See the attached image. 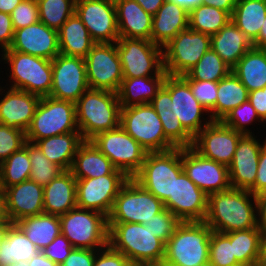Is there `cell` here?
I'll use <instances>...</instances> for the list:
<instances>
[{"instance_id":"cell-51","label":"cell","mask_w":266,"mask_h":266,"mask_svg":"<svg viewBox=\"0 0 266 266\" xmlns=\"http://www.w3.org/2000/svg\"><path fill=\"white\" fill-rule=\"evenodd\" d=\"M198 102L209 112L216 105L218 82L185 80Z\"/></svg>"},{"instance_id":"cell-40","label":"cell","mask_w":266,"mask_h":266,"mask_svg":"<svg viewBox=\"0 0 266 266\" xmlns=\"http://www.w3.org/2000/svg\"><path fill=\"white\" fill-rule=\"evenodd\" d=\"M262 234L259 228L230 232L233 255L242 266L257 265L261 256Z\"/></svg>"},{"instance_id":"cell-63","label":"cell","mask_w":266,"mask_h":266,"mask_svg":"<svg viewBox=\"0 0 266 266\" xmlns=\"http://www.w3.org/2000/svg\"><path fill=\"white\" fill-rule=\"evenodd\" d=\"M253 46L259 49H266V18L257 39L253 42Z\"/></svg>"},{"instance_id":"cell-17","label":"cell","mask_w":266,"mask_h":266,"mask_svg":"<svg viewBox=\"0 0 266 266\" xmlns=\"http://www.w3.org/2000/svg\"><path fill=\"white\" fill-rule=\"evenodd\" d=\"M183 171L206 195L231 188L228 166L203 157L192 146L181 148Z\"/></svg>"},{"instance_id":"cell-10","label":"cell","mask_w":266,"mask_h":266,"mask_svg":"<svg viewBox=\"0 0 266 266\" xmlns=\"http://www.w3.org/2000/svg\"><path fill=\"white\" fill-rule=\"evenodd\" d=\"M164 209L162 201L129 178L114 200L108 223L145 224Z\"/></svg>"},{"instance_id":"cell-53","label":"cell","mask_w":266,"mask_h":266,"mask_svg":"<svg viewBox=\"0 0 266 266\" xmlns=\"http://www.w3.org/2000/svg\"><path fill=\"white\" fill-rule=\"evenodd\" d=\"M130 264L124 254L107 245L103 251L102 249L97 250L93 266H129Z\"/></svg>"},{"instance_id":"cell-2","label":"cell","mask_w":266,"mask_h":266,"mask_svg":"<svg viewBox=\"0 0 266 266\" xmlns=\"http://www.w3.org/2000/svg\"><path fill=\"white\" fill-rule=\"evenodd\" d=\"M121 106L118 94L99 89H87L75 103L76 123L83 140L120 125Z\"/></svg>"},{"instance_id":"cell-37","label":"cell","mask_w":266,"mask_h":266,"mask_svg":"<svg viewBox=\"0 0 266 266\" xmlns=\"http://www.w3.org/2000/svg\"><path fill=\"white\" fill-rule=\"evenodd\" d=\"M248 90L241 81L231 72L218 81L217 101L209 112L212 121H222L227 114L248 100Z\"/></svg>"},{"instance_id":"cell-36","label":"cell","mask_w":266,"mask_h":266,"mask_svg":"<svg viewBox=\"0 0 266 266\" xmlns=\"http://www.w3.org/2000/svg\"><path fill=\"white\" fill-rule=\"evenodd\" d=\"M15 224L40 251H43L61 233L60 218L52 214L42 213L25 217Z\"/></svg>"},{"instance_id":"cell-42","label":"cell","mask_w":266,"mask_h":266,"mask_svg":"<svg viewBox=\"0 0 266 266\" xmlns=\"http://www.w3.org/2000/svg\"><path fill=\"white\" fill-rule=\"evenodd\" d=\"M230 20L231 16L226 11L202 4L189 13V28L212 36Z\"/></svg>"},{"instance_id":"cell-49","label":"cell","mask_w":266,"mask_h":266,"mask_svg":"<svg viewBox=\"0 0 266 266\" xmlns=\"http://www.w3.org/2000/svg\"><path fill=\"white\" fill-rule=\"evenodd\" d=\"M25 142V131L9 128L0 123V164L12 153L20 150L25 145Z\"/></svg>"},{"instance_id":"cell-38","label":"cell","mask_w":266,"mask_h":266,"mask_svg":"<svg viewBox=\"0 0 266 266\" xmlns=\"http://www.w3.org/2000/svg\"><path fill=\"white\" fill-rule=\"evenodd\" d=\"M266 18V0H239L236 1L232 22L253 43L260 32Z\"/></svg>"},{"instance_id":"cell-9","label":"cell","mask_w":266,"mask_h":266,"mask_svg":"<svg viewBox=\"0 0 266 266\" xmlns=\"http://www.w3.org/2000/svg\"><path fill=\"white\" fill-rule=\"evenodd\" d=\"M69 132H80L76 123L75 103L49 96L41 97L31 124L25 132L26 141L34 143Z\"/></svg>"},{"instance_id":"cell-70","label":"cell","mask_w":266,"mask_h":266,"mask_svg":"<svg viewBox=\"0 0 266 266\" xmlns=\"http://www.w3.org/2000/svg\"><path fill=\"white\" fill-rule=\"evenodd\" d=\"M10 266H29V263L28 262H20V263H15V264H12Z\"/></svg>"},{"instance_id":"cell-25","label":"cell","mask_w":266,"mask_h":266,"mask_svg":"<svg viewBox=\"0 0 266 266\" xmlns=\"http://www.w3.org/2000/svg\"><path fill=\"white\" fill-rule=\"evenodd\" d=\"M40 97L24 90L10 88L0 100V123L26 132Z\"/></svg>"},{"instance_id":"cell-46","label":"cell","mask_w":266,"mask_h":266,"mask_svg":"<svg viewBox=\"0 0 266 266\" xmlns=\"http://www.w3.org/2000/svg\"><path fill=\"white\" fill-rule=\"evenodd\" d=\"M209 262L213 266H242L233 255V243L230 242V232H211Z\"/></svg>"},{"instance_id":"cell-1","label":"cell","mask_w":266,"mask_h":266,"mask_svg":"<svg viewBox=\"0 0 266 266\" xmlns=\"http://www.w3.org/2000/svg\"><path fill=\"white\" fill-rule=\"evenodd\" d=\"M250 197L253 200H250ZM255 213H257L255 195L249 190L230 188L208 196L204 222L212 231L222 233L247 230L258 228V217Z\"/></svg>"},{"instance_id":"cell-19","label":"cell","mask_w":266,"mask_h":266,"mask_svg":"<svg viewBox=\"0 0 266 266\" xmlns=\"http://www.w3.org/2000/svg\"><path fill=\"white\" fill-rule=\"evenodd\" d=\"M242 135L222 121H211L194 137L192 147L203 157L229 166Z\"/></svg>"},{"instance_id":"cell-6","label":"cell","mask_w":266,"mask_h":266,"mask_svg":"<svg viewBox=\"0 0 266 266\" xmlns=\"http://www.w3.org/2000/svg\"><path fill=\"white\" fill-rule=\"evenodd\" d=\"M59 218L61 233L74 248L100 250L109 245L106 215L76 206Z\"/></svg>"},{"instance_id":"cell-67","label":"cell","mask_w":266,"mask_h":266,"mask_svg":"<svg viewBox=\"0 0 266 266\" xmlns=\"http://www.w3.org/2000/svg\"><path fill=\"white\" fill-rule=\"evenodd\" d=\"M134 266H169L165 260L134 263Z\"/></svg>"},{"instance_id":"cell-61","label":"cell","mask_w":266,"mask_h":266,"mask_svg":"<svg viewBox=\"0 0 266 266\" xmlns=\"http://www.w3.org/2000/svg\"><path fill=\"white\" fill-rule=\"evenodd\" d=\"M29 266H60L44 255L42 251L34 255L29 261Z\"/></svg>"},{"instance_id":"cell-68","label":"cell","mask_w":266,"mask_h":266,"mask_svg":"<svg viewBox=\"0 0 266 266\" xmlns=\"http://www.w3.org/2000/svg\"><path fill=\"white\" fill-rule=\"evenodd\" d=\"M260 258H266V233L262 234V247Z\"/></svg>"},{"instance_id":"cell-58","label":"cell","mask_w":266,"mask_h":266,"mask_svg":"<svg viewBox=\"0 0 266 266\" xmlns=\"http://www.w3.org/2000/svg\"><path fill=\"white\" fill-rule=\"evenodd\" d=\"M257 202V225L262 233H266V192L255 195Z\"/></svg>"},{"instance_id":"cell-20","label":"cell","mask_w":266,"mask_h":266,"mask_svg":"<svg viewBox=\"0 0 266 266\" xmlns=\"http://www.w3.org/2000/svg\"><path fill=\"white\" fill-rule=\"evenodd\" d=\"M163 85L170 91L175 117L194 138L212 120L202 124L201 117L208 111L194 97L189 84L181 76L167 75ZM202 114V115H201Z\"/></svg>"},{"instance_id":"cell-27","label":"cell","mask_w":266,"mask_h":266,"mask_svg":"<svg viewBox=\"0 0 266 266\" xmlns=\"http://www.w3.org/2000/svg\"><path fill=\"white\" fill-rule=\"evenodd\" d=\"M44 213L63 215L77 206L76 178L64 170L43 187Z\"/></svg>"},{"instance_id":"cell-65","label":"cell","mask_w":266,"mask_h":266,"mask_svg":"<svg viewBox=\"0 0 266 266\" xmlns=\"http://www.w3.org/2000/svg\"><path fill=\"white\" fill-rule=\"evenodd\" d=\"M0 220H10L7 213L6 193L0 186Z\"/></svg>"},{"instance_id":"cell-29","label":"cell","mask_w":266,"mask_h":266,"mask_svg":"<svg viewBox=\"0 0 266 266\" xmlns=\"http://www.w3.org/2000/svg\"><path fill=\"white\" fill-rule=\"evenodd\" d=\"M161 120L165 136L179 148L191 147L194 138L183 128L175 117L170 91L162 85L150 102Z\"/></svg>"},{"instance_id":"cell-15","label":"cell","mask_w":266,"mask_h":266,"mask_svg":"<svg viewBox=\"0 0 266 266\" xmlns=\"http://www.w3.org/2000/svg\"><path fill=\"white\" fill-rule=\"evenodd\" d=\"M128 179L118 169L97 178L76 179L77 207L97 211L108 217L119 190Z\"/></svg>"},{"instance_id":"cell-47","label":"cell","mask_w":266,"mask_h":266,"mask_svg":"<svg viewBox=\"0 0 266 266\" xmlns=\"http://www.w3.org/2000/svg\"><path fill=\"white\" fill-rule=\"evenodd\" d=\"M254 120H259L258 122L262 121L255 108L247 100L231 110L222 122L225 125L230 126L235 131L243 134H252V132L246 128V124L252 123Z\"/></svg>"},{"instance_id":"cell-32","label":"cell","mask_w":266,"mask_h":266,"mask_svg":"<svg viewBox=\"0 0 266 266\" xmlns=\"http://www.w3.org/2000/svg\"><path fill=\"white\" fill-rule=\"evenodd\" d=\"M80 132H69L37 140L34 143L49 159L63 170H70L77 149L83 142Z\"/></svg>"},{"instance_id":"cell-22","label":"cell","mask_w":266,"mask_h":266,"mask_svg":"<svg viewBox=\"0 0 266 266\" xmlns=\"http://www.w3.org/2000/svg\"><path fill=\"white\" fill-rule=\"evenodd\" d=\"M265 144L266 139L260 144L252 134L240 137L233 160L228 166L231 188L250 190L254 186L260 151Z\"/></svg>"},{"instance_id":"cell-4","label":"cell","mask_w":266,"mask_h":266,"mask_svg":"<svg viewBox=\"0 0 266 266\" xmlns=\"http://www.w3.org/2000/svg\"><path fill=\"white\" fill-rule=\"evenodd\" d=\"M212 229L204 221H184L165 243L168 265L196 266L209 261Z\"/></svg>"},{"instance_id":"cell-13","label":"cell","mask_w":266,"mask_h":266,"mask_svg":"<svg viewBox=\"0 0 266 266\" xmlns=\"http://www.w3.org/2000/svg\"><path fill=\"white\" fill-rule=\"evenodd\" d=\"M211 48V36L190 28L180 31L163 46V66L167 75L183 76Z\"/></svg>"},{"instance_id":"cell-5","label":"cell","mask_w":266,"mask_h":266,"mask_svg":"<svg viewBox=\"0 0 266 266\" xmlns=\"http://www.w3.org/2000/svg\"><path fill=\"white\" fill-rule=\"evenodd\" d=\"M183 172L181 148L175 147L147 153L140 171L133 179L164 203L168 198H173L175 177Z\"/></svg>"},{"instance_id":"cell-59","label":"cell","mask_w":266,"mask_h":266,"mask_svg":"<svg viewBox=\"0 0 266 266\" xmlns=\"http://www.w3.org/2000/svg\"><path fill=\"white\" fill-rule=\"evenodd\" d=\"M203 4L226 11L232 16L236 0H203Z\"/></svg>"},{"instance_id":"cell-11","label":"cell","mask_w":266,"mask_h":266,"mask_svg":"<svg viewBox=\"0 0 266 266\" xmlns=\"http://www.w3.org/2000/svg\"><path fill=\"white\" fill-rule=\"evenodd\" d=\"M116 46L123 78L167 76L163 66V47L151 40L126 37H119Z\"/></svg>"},{"instance_id":"cell-34","label":"cell","mask_w":266,"mask_h":266,"mask_svg":"<svg viewBox=\"0 0 266 266\" xmlns=\"http://www.w3.org/2000/svg\"><path fill=\"white\" fill-rule=\"evenodd\" d=\"M232 72L248 92L266 87V49L253 47L248 50Z\"/></svg>"},{"instance_id":"cell-8","label":"cell","mask_w":266,"mask_h":266,"mask_svg":"<svg viewBox=\"0 0 266 266\" xmlns=\"http://www.w3.org/2000/svg\"><path fill=\"white\" fill-rule=\"evenodd\" d=\"M2 59L10 63L13 84L10 88L24 90L41 97L50 95L52 88V60L6 49Z\"/></svg>"},{"instance_id":"cell-18","label":"cell","mask_w":266,"mask_h":266,"mask_svg":"<svg viewBox=\"0 0 266 266\" xmlns=\"http://www.w3.org/2000/svg\"><path fill=\"white\" fill-rule=\"evenodd\" d=\"M75 13L95 43H115L119 39L114 0H76Z\"/></svg>"},{"instance_id":"cell-57","label":"cell","mask_w":266,"mask_h":266,"mask_svg":"<svg viewBox=\"0 0 266 266\" xmlns=\"http://www.w3.org/2000/svg\"><path fill=\"white\" fill-rule=\"evenodd\" d=\"M248 101L264 123L266 121V87L249 92Z\"/></svg>"},{"instance_id":"cell-62","label":"cell","mask_w":266,"mask_h":266,"mask_svg":"<svg viewBox=\"0 0 266 266\" xmlns=\"http://www.w3.org/2000/svg\"><path fill=\"white\" fill-rule=\"evenodd\" d=\"M178 5L190 13L193 9L203 4V0H166Z\"/></svg>"},{"instance_id":"cell-60","label":"cell","mask_w":266,"mask_h":266,"mask_svg":"<svg viewBox=\"0 0 266 266\" xmlns=\"http://www.w3.org/2000/svg\"><path fill=\"white\" fill-rule=\"evenodd\" d=\"M147 13L154 16L165 0H135Z\"/></svg>"},{"instance_id":"cell-66","label":"cell","mask_w":266,"mask_h":266,"mask_svg":"<svg viewBox=\"0 0 266 266\" xmlns=\"http://www.w3.org/2000/svg\"><path fill=\"white\" fill-rule=\"evenodd\" d=\"M13 225L11 220H0V246L4 241L9 228Z\"/></svg>"},{"instance_id":"cell-44","label":"cell","mask_w":266,"mask_h":266,"mask_svg":"<svg viewBox=\"0 0 266 266\" xmlns=\"http://www.w3.org/2000/svg\"><path fill=\"white\" fill-rule=\"evenodd\" d=\"M75 2L76 0H37L39 21L58 31L75 13Z\"/></svg>"},{"instance_id":"cell-35","label":"cell","mask_w":266,"mask_h":266,"mask_svg":"<svg viewBox=\"0 0 266 266\" xmlns=\"http://www.w3.org/2000/svg\"><path fill=\"white\" fill-rule=\"evenodd\" d=\"M166 76L123 78L118 94L121 107L150 103Z\"/></svg>"},{"instance_id":"cell-54","label":"cell","mask_w":266,"mask_h":266,"mask_svg":"<svg viewBox=\"0 0 266 266\" xmlns=\"http://www.w3.org/2000/svg\"><path fill=\"white\" fill-rule=\"evenodd\" d=\"M97 250L73 248L60 266H93Z\"/></svg>"},{"instance_id":"cell-52","label":"cell","mask_w":266,"mask_h":266,"mask_svg":"<svg viewBox=\"0 0 266 266\" xmlns=\"http://www.w3.org/2000/svg\"><path fill=\"white\" fill-rule=\"evenodd\" d=\"M73 248L68 239L60 233L42 252L50 260L61 265Z\"/></svg>"},{"instance_id":"cell-33","label":"cell","mask_w":266,"mask_h":266,"mask_svg":"<svg viewBox=\"0 0 266 266\" xmlns=\"http://www.w3.org/2000/svg\"><path fill=\"white\" fill-rule=\"evenodd\" d=\"M60 54L85 58L95 42L81 19L74 13L58 30Z\"/></svg>"},{"instance_id":"cell-48","label":"cell","mask_w":266,"mask_h":266,"mask_svg":"<svg viewBox=\"0 0 266 266\" xmlns=\"http://www.w3.org/2000/svg\"><path fill=\"white\" fill-rule=\"evenodd\" d=\"M181 220L172 214L168 209L155 214L150 221L145 223L156 237L166 243L174 234L176 228L181 224Z\"/></svg>"},{"instance_id":"cell-39","label":"cell","mask_w":266,"mask_h":266,"mask_svg":"<svg viewBox=\"0 0 266 266\" xmlns=\"http://www.w3.org/2000/svg\"><path fill=\"white\" fill-rule=\"evenodd\" d=\"M40 250L27 238L24 232L13 224L0 246V266L28 262Z\"/></svg>"},{"instance_id":"cell-69","label":"cell","mask_w":266,"mask_h":266,"mask_svg":"<svg viewBox=\"0 0 266 266\" xmlns=\"http://www.w3.org/2000/svg\"><path fill=\"white\" fill-rule=\"evenodd\" d=\"M256 266H266V258H259Z\"/></svg>"},{"instance_id":"cell-28","label":"cell","mask_w":266,"mask_h":266,"mask_svg":"<svg viewBox=\"0 0 266 266\" xmlns=\"http://www.w3.org/2000/svg\"><path fill=\"white\" fill-rule=\"evenodd\" d=\"M189 28V13L178 5L166 1L153 16L151 41L161 47L180 31Z\"/></svg>"},{"instance_id":"cell-41","label":"cell","mask_w":266,"mask_h":266,"mask_svg":"<svg viewBox=\"0 0 266 266\" xmlns=\"http://www.w3.org/2000/svg\"><path fill=\"white\" fill-rule=\"evenodd\" d=\"M31 162L28 152V141L18 151L12 153L0 164V186L7 187L29 180Z\"/></svg>"},{"instance_id":"cell-14","label":"cell","mask_w":266,"mask_h":266,"mask_svg":"<svg viewBox=\"0 0 266 266\" xmlns=\"http://www.w3.org/2000/svg\"><path fill=\"white\" fill-rule=\"evenodd\" d=\"M84 59L89 88L119 91L123 74L116 42L95 43Z\"/></svg>"},{"instance_id":"cell-3","label":"cell","mask_w":266,"mask_h":266,"mask_svg":"<svg viewBox=\"0 0 266 266\" xmlns=\"http://www.w3.org/2000/svg\"><path fill=\"white\" fill-rule=\"evenodd\" d=\"M109 245L124 254L130 263L160 261L165 256V243L140 223H108Z\"/></svg>"},{"instance_id":"cell-55","label":"cell","mask_w":266,"mask_h":266,"mask_svg":"<svg viewBox=\"0 0 266 266\" xmlns=\"http://www.w3.org/2000/svg\"><path fill=\"white\" fill-rule=\"evenodd\" d=\"M14 38L11 14L0 12V48L9 49Z\"/></svg>"},{"instance_id":"cell-50","label":"cell","mask_w":266,"mask_h":266,"mask_svg":"<svg viewBox=\"0 0 266 266\" xmlns=\"http://www.w3.org/2000/svg\"><path fill=\"white\" fill-rule=\"evenodd\" d=\"M14 31L39 21L37 0H22L11 13Z\"/></svg>"},{"instance_id":"cell-71","label":"cell","mask_w":266,"mask_h":266,"mask_svg":"<svg viewBox=\"0 0 266 266\" xmlns=\"http://www.w3.org/2000/svg\"><path fill=\"white\" fill-rule=\"evenodd\" d=\"M169 266H181V265H169ZM187 266V265H186ZM196 266H213L209 261Z\"/></svg>"},{"instance_id":"cell-21","label":"cell","mask_w":266,"mask_h":266,"mask_svg":"<svg viewBox=\"0 0 266 266\" xmlns=\"http://www.w3.org/2000/svg\"><path fill=\"white\" fill-rule=\"evenodd\" d=\"M208 195H206L183 172L175 177L173 198L164 202V207L184 221H204L207 214Z\"/></svg>"},{"instance_id":"cell-26","label":"cell","mask_w":266,"mask_h":266,"mask_svg":"<svg viewBox=\"0 0 266 266\" xmlns=\"http://www.w3.org/2000/svg\"><path fill=\"white\" fill-rule=\"evenodd\" d=\"M119 37L151 40L153 16L135 0H114Z\"/></svg>"},{"instance_id":"cell-12","label":"cell","mask_w":266,"mask_h":266,"mask_svg":"<svg viewBox=\"0 0 266 266\" xmlns=\"http://www.w3.org/2000/svg\"><path fill=\"white\" fill-rule=\"evenodd\" d=\"M91 141L128 178L140 171L147 155V151L120 125L97 134Z\"/></svg>"},{"instance_id":"cell-7","label":"cell","mask_w":266,"mask_h":266,"mask_svg":"<svg viewBox=\"0 0 266 266\" xmlns=\"http://www.w3.org/2000/svg\"><path fill=\"white\" fill-rule=\"evenodd\" d=\"M120 126L147 153L167 151L176 147L165 136L161 120L150 103L121 107Z\"/></svg>"},{"instance_id":"cell-24","label":"cell","mask_w":266,"mask_h":266,"mask_svg":"<svg viewBox=\"0 0 266 266\" xmlns=\"http://www.w3.org/2000/svg\"><path fill=\"white\" fill-rule=\"evenodd\" d=\"M7 213L15 224L25 217L44 213L43 186L26 180L5 189Z\"/></svg>"},{"instance_id":"cell-56","label":"cell","mask_w":266,"mask_h":266,"mask_svg":"<svg viewBox=\"0 0 266 266\" xmlns=\"http://www.w3.org/2000/svg\"><path fill=\"white\" fill-rule=\"evenodd\" d=\"M253 195L266 192V144L261 148L257 177L254 186L249 190Z\"/></svg>"},{"instance_id":"cell-23","label":"cell","mask_w":266,"mask_h":266,"mask_svg":"<svg viewBox=\"0 0 266 266\" xmlns=\"http://www.w3.org/2000/svg\"><path fill=\"white\" fill-rule=\"evenodd\" d=\"M10 49L53 60L60 53L58 31L38 21L15 30Z\"/></svg>"},{"instance_id":"cell-43","label":"cell","mask_w":266,"mask_h":266,"mask_svg":"<svg viewBox=\"0 0 266 266\" xmlns=\"http://www.w3.org/2000/svg\"><path fill=\"white\" fill-rule=\"evenodd\" d=\"M232 72L221 57L210 48L195 66L185 75L181 76L184 80H201L218 82Z\"/></svg>"},{"instance_id":"cell-16","label":"cell","mask_w":266,"mask_h":266,"mask_svg":"<svg viewBox=\"0 0 266 266\" xmlns=\"http://www.w3.org/2000/svg\"><path fill=\"white\" fill-rule=\"evenodd\" d=\"M87 89L89 85L85 59L59 53L52 60V88L49 97L76 103Z\"/></svg>"},{"instance_id":"cell-31","label":"cell","mask_w":266,"mask_h":266,"mask_svg":"<svg viewBox=\"0 0 266 266\" xmlns=\"http://www.w3.org/2000/svg\"><path fill=\"white\" fill-rule=\"evenodd\" d=\"M116 168L91 140H84L77 149L70 171L76 179L97 178L112 174Z\"/></svg>"},{"instance_id":"cell-45","label":"cell","mask_w":266,"mask_h":266,"mask_svg":"<svg viewBox=\"0 0 266 266\" xmlns=\"http://www.w3.org/2000/svg\"><path fill=\"white\" fill-rule=\"evenodd\" d=\"M28 152L31 162L29 179L36 184L44 187L64 171L57 164L49 161L35 143L28 141Z\"/></svg>"},{"instance_id":"cell-64","label":"cell","mask_w":266,"mask_h":266,"mask_svg":"<svg viewBox=\"0 0 266 266\" xmlns=\"http://www.w3.org/2000/svg\"><path fill=\"white\" fill-rule=\"evenodd\" d=\"M22 0H0V12L11 14Z\"/></svg>"},{"instance_id":"cell-30","label":"cell","mask_w":266,"mask_h":266,"mask_svg":"<svg viewBox=\"0 0 266 266\" xmlns=\"http://www.w3.org/2000/svg\"><path fill=\"white\" fill-rule=\"evenodd\" d=\"M253 47L250 39L232 20L211 36V48L231 68Z\"/></svg>"}]
</instances>
